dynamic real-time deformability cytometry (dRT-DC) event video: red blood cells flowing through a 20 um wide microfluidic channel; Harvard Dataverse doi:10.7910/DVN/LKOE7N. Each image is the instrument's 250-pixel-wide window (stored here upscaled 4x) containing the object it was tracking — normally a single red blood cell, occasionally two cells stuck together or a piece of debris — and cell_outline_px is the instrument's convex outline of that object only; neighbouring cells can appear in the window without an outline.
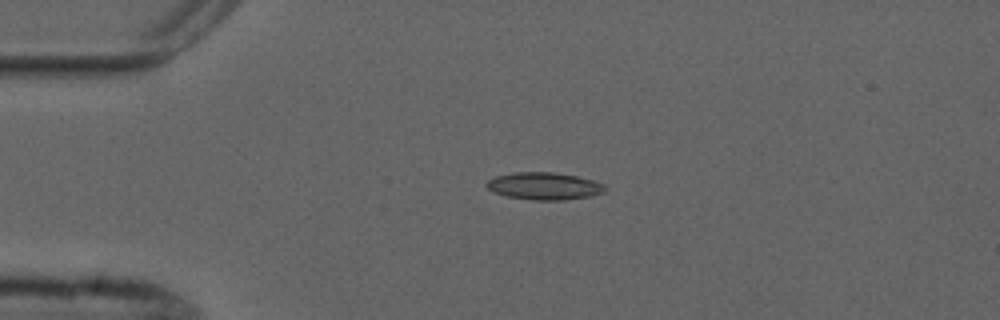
{"species": "common noctule bat (a hibernating species)", "species_latin": "Nyctalus noctula", "temperature_condition": "cold", "stored_images_in_passage": 2, "camera_frame_rate_fps": 3000, "um_per_image_px": 0.085, "animal": {"sex": "male", "forearm_length_mm": 52.5}, "frame": {"image": 1, "passage_image": 1, "time_ms": 0.0, "image_size_px": [1000, 320], "cell_outline_px": [[608, 188], [604, 192], [592, 196], [564, 200], [532, 200], [508, 196], [492, 192], [484, 184], [488, 180], [496, 176], [512, 172], [556, 172], [576, 176], [592, 180], [604, 184]], "centroid_in_image_um": [46.26, 15.81], "position_along_channel_um": 38.7, "area_um2": 19.02}}